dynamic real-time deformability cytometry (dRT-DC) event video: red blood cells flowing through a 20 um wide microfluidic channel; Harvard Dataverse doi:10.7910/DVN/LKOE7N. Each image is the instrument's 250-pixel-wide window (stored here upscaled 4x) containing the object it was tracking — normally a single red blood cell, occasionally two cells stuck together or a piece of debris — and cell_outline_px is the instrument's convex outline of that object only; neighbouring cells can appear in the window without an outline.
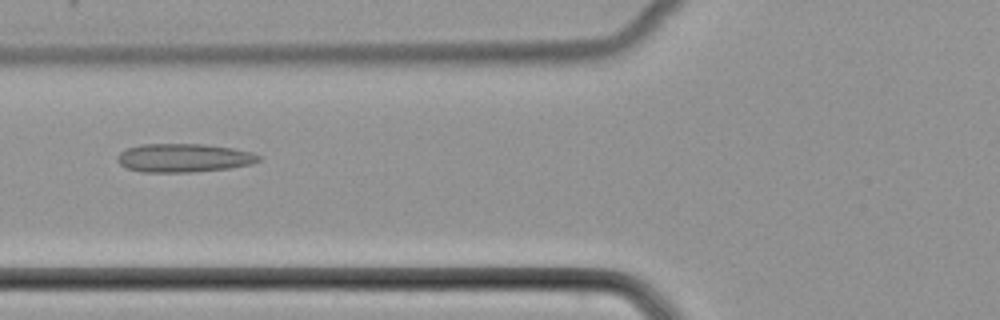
{"species": "common noctule bat (a hibernating species)", "species_latin": "Nyctalus noctula", "temperature_condition": "cold", "stored_images_in_passage": 48, "camera_frame_rate_fps": 3000, "um_per_image_px": 0.085, "animal": {"sex": "female", "body_mass_g": 22.7, "forearm_length_mm": 54.2}, "frame": {"image": 1, "passage_image": 17, "time_ms": 5.333, "image_size_px": [1000, 320], "cell_outline_px": [[264, 156], [260, 160], [252, 164], [228, 168], [192, 172], [144, 172], [128, 168], [120, 164], [116, 160], [116, 156], [120, 152], [128, 148], [140, 144], [204, 144], [232, 148], [252, 152]], "centroid_in_image_um": [15.64, 13.41], "position_along_channel_um": 110.2, "area_um2": 23.58}}
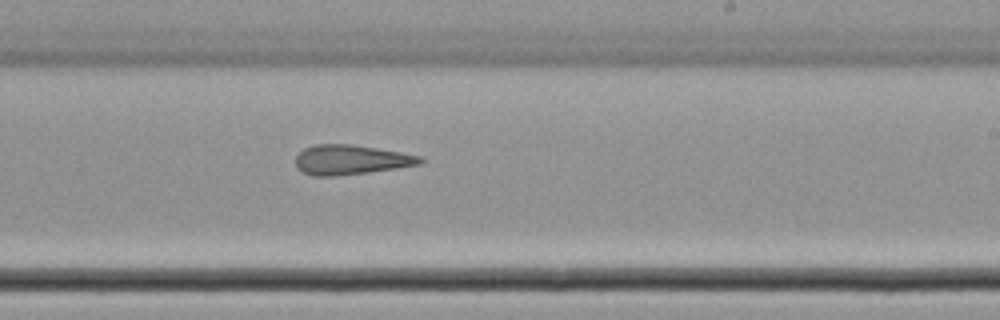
{"frame": {"image": 2, "passage_image": 28, "time_ms": 9.0, "image_size_px": [1000, 320], "cell_outline_px": [[424, 160], [420, 164], [396, 168], [368, 172], [332, 176], [312, 176], [296, 168], [296, 156], [304, 148], [312, 144], [352, 144], [400, 152], [420, 156]], "centroid_in_image_um": [29.78, 13.57], "position_along_channel_um": 259.2, "area_um2": 21.44}}
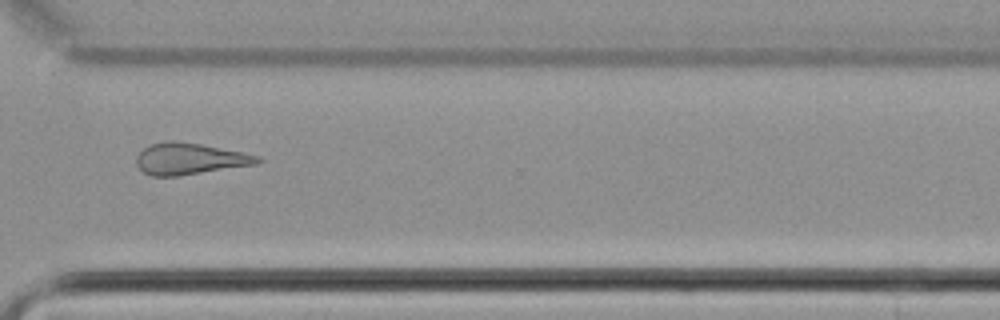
{"frame": {"image": 3, "passage_image": 35, "time_ms": 11.333, "image_size_px": [1000, 320], "cell_outline_px": [[264, 160], [256, 164], [176, 176], [152, 176], [144, 172], [136, 164], [136, 156], [144, 148], [152, 144], [168, 140], [176, 140], [200, 144], [260, 156]], "centroid_in_image_um": [16.1, 13.49], "position_along_channel_um": 354.5, "area_um2": 21.96}}